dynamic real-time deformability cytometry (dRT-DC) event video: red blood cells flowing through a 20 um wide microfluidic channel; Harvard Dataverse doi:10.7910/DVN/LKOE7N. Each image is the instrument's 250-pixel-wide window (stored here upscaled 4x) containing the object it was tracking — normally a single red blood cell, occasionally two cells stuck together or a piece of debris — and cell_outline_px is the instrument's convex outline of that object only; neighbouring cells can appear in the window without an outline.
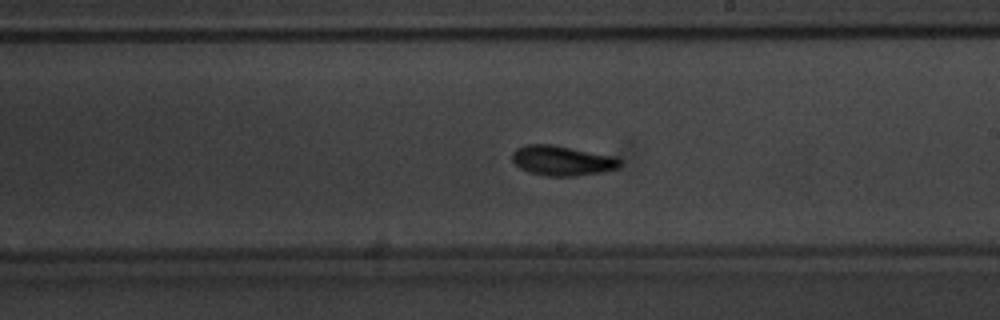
{"species": "common noctule bat (a hibernating species)", "species_latin": "Nyctalus noctula", "temperature_condition": "warm", "stored_images_in_passage": 55, "camera_frame_rate_fps": 3000, "um_per_image_px": 0.085, "animal": {"sex": "male", "body_mass_g": 20.1, "forearm_length_mm": 53.5}, "frame": {"image": 1, "passage_image": 32, "time_ms": 10.333, "image_size_px": [1000, 320], "cell_outline_px": [[620, 164], [616, 168], [600, 172], [576, 176], [544, 176], [528, 172], [520, 168], [512, 160], [512, 152], [516, 148], [528, 144], [552, 144], [616, 156], [620, 160]], "centroid_in_image_um": [47.75, 13.64], "position_along_channel_um": 241.3, "area_um2": 18.84}}
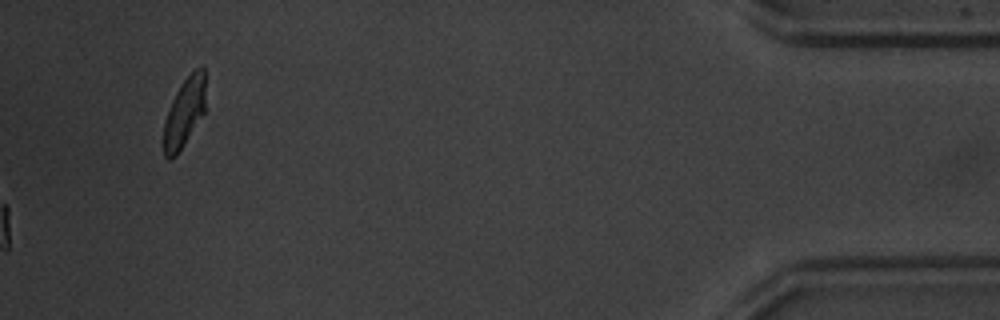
{"frame": {"image": 2, "passage_image": 55, "time_ms": 18.0, "image_size_px": [1000, 320], "cell_outline_px": [[204, 112], [176, 156], [172, 160], [168, 160], [164, 156], [164, 120], [172, 100], [180, 84], [196, 68], [204, 68]], "centroid_in_image_um": [15.64, 9.59], "position_along_channel_um": 419.6, "area_um2": 16.47}, "authors_computed_cell_mechanics": {"area_um2": 17.5134, "velocity_mm_per_s": 3.8288, "shape_relaxation_time_tau1_ms": 2.2501, "shape_relaxation_time_tau2_ms": 2.4806, "deformation_change_tau1": 0.1377, "deformation_change_tau2": 0.0776}}